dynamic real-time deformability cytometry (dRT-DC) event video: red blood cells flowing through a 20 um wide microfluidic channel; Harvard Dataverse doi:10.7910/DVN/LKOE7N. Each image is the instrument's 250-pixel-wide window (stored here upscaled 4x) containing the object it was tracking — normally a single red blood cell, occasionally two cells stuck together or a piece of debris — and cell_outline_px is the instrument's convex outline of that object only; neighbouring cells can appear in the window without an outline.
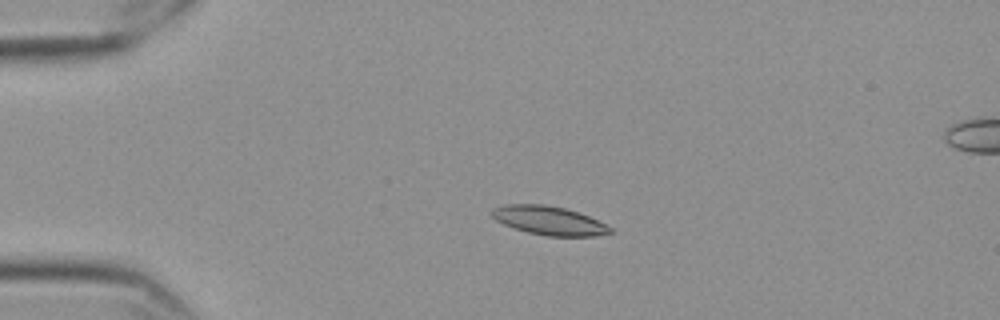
{"species": "Egyptian fruit bat (a non-hibernating species)", "species_latin": "Rousettus aegyptiacus", "temperature_condition": "cold", "stored_images_in_passage": 57, "camera_frame_rate_fps": 3000, "um_per_image_px": 0.085, "frame": {"image": 1, "passage_image": 13, "time_ms": 4.0, "image_size_px": [1000, 320], "cell_outline_px": [[612, 232], [596, 236], [544, 236], [512, 228], [496, 220], [488, 212], [492, 208], [504, 204], [544, 204], [564, 208], [588, 216], [612, 228]], "centroid_in_image_um": [46.59, 18.74], "position_along_channel_um": 38.4, "area_um2": 19.83}}
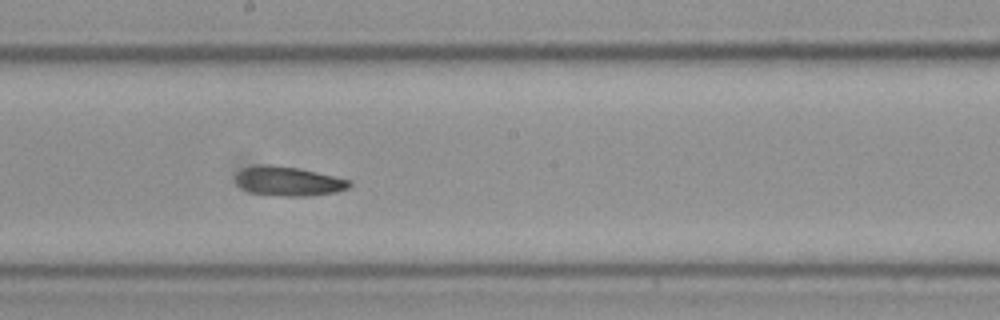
{"frame": {"image": 2, "passage_image": 32, "time_ms": 10.333, "image_size_px": [1000, 320], "cell_outline_px": [[352, 184], [348, 188], [336, 192], [312, 196], [280, 196], [248, 192], [240, 188], [236, 184], [236, 176], [244, 168], [260, 164], [272, 164], [300, 168], [352, 180]], "centroid_in_image_um": [24.53, 15.41], "position_along_channel_um": 223.7, "area_um2": 19.71}}
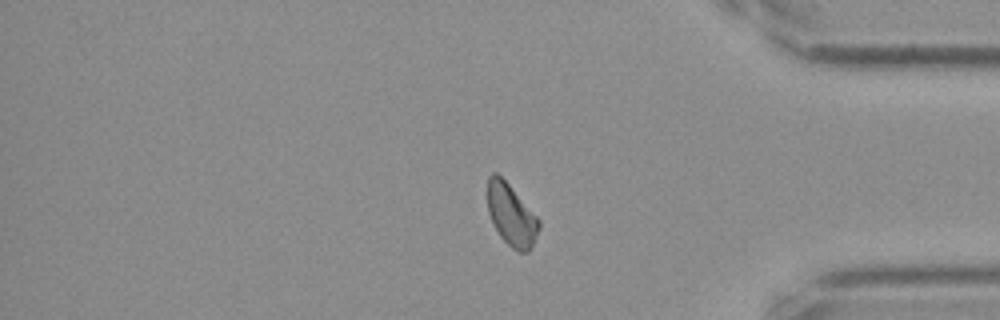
{"frame": {"image": 3, "passage_image": 48, "time_ms": 15.667, "image_size_px": [1000, 320], "cell_outline_px": [[540, 228], [528, 252], [516, 252], [500, 236], [492, 224], [488, 212], [488, 176], [492, 172], [496, 172], [508, 184], [540, 220]], "centroid_in_image_um": [43.45, 18.29], "position_along_channel_um": 391.8, "area_um2": 18.32}, "authors_computed_cell_mechanics": {"area_um2": 19.2474, "velocity_mm_per_s": 3.5204, "shape_relaxation_time_tau1_ms": 11.0216, "shape_relaxation_time_tau2_ms": 7.5035, "deformation_change_tau1": 0.1635, "deformation_change_tau2": 0.1189}}